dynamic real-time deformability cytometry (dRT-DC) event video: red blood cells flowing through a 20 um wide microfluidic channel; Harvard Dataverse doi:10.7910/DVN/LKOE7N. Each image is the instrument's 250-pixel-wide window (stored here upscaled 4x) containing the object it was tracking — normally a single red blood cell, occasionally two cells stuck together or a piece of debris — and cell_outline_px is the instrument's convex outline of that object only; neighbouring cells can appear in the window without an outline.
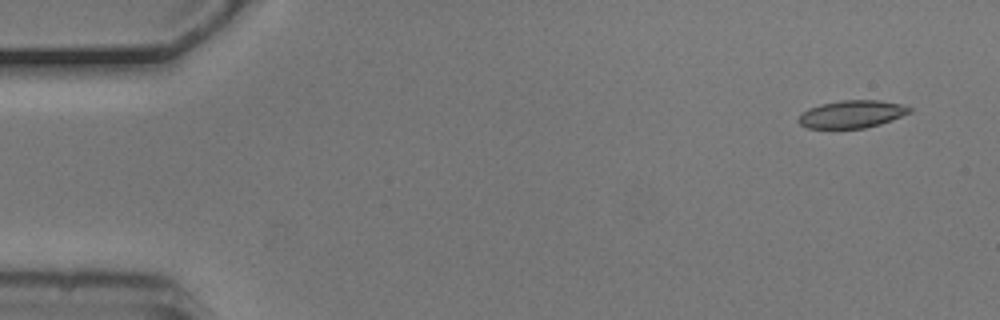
{"species": "common noctule bat (a hibernating species)", "species_latin": "Nyctalus noctula", "temperature_condition": "cold", "stored_images_in_passage": 4, "camera_frame_rate_fps": 3000, "um_per_image_px": 0.085, "animal": {"sex": "male", "body_mass_g": 20.5, "forearm_length_mm": 52.5}, "frame": {"image": 1, "passage_image": 1, "time_ms": 0.0, "image_size_px": [1000, 320], "cell_outline_px": [[912, 112], [892, 120], [880, 124], [864, 128], [808, 128], [800, 124], [796, 120], [808, 108], [820, 104], [840, 100], [880, 100], [900, 104], [912, 108]], "centroid_in_image_um": [72.41, 9.7], "position_along_channel_um": 12.6, "area_um2": 17.86}}
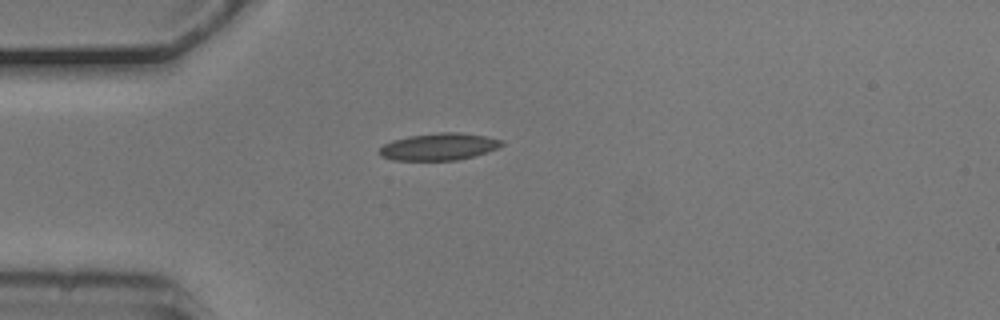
{"frame": {"image": 2, "passage_image": 4, "time_ms": 1.0, "image_size_px": [1000, 320], "cell_outline_px": [[504, 144], [488, 152], [456, 160], [392, 160], [380, 156], [376, 152], [384, 144], [392, 140], [408, 136], [440, 132], [460, 132], [484, 136], [504, 140]], "centroid_in_image_um": [37.27, 12.46], "position_along_channel_um": 47.7, "area_um2": 19.36}}